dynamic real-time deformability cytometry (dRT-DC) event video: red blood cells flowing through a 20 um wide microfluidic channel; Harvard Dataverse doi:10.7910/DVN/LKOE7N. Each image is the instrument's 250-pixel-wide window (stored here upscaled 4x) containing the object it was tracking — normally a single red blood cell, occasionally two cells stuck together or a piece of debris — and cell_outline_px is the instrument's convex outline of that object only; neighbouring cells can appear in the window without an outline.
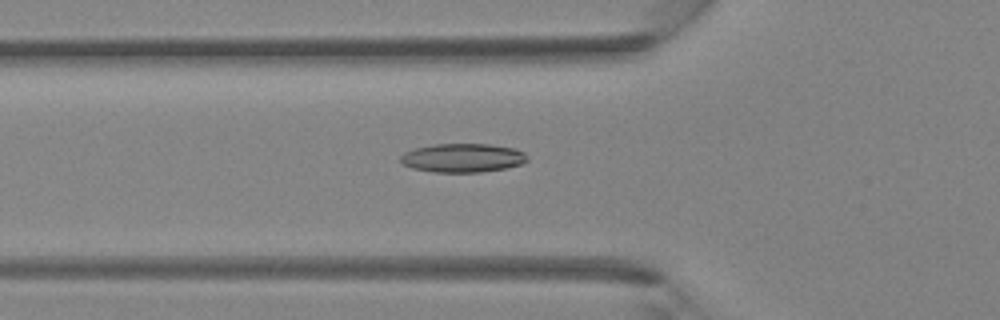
{"species": "Egyptian fruit bat (a non-hibernating species)", "species_latin": "Rousettus aegyptiacus", "temperature_condition": "room temperature", "stored_images_in_passage": 41, "camera_frame_rate_fps": 3000, "um_per_image_px": 0.085, "animal": {"sex": "female"}, "frame": {"image": 1, "passage_image": 15, "time_ms": 4.667, "image_size_px": [1000, 320], "cell_outline_px": [[528, 160], [520, 164], [504, 168], [480, 172], [436, 172], [412, 168], [404, 164], [400, 160], [400, 156], [404, 152], [416, 148], [436, 144], [488, 144], [516, 148], [524, 152], [528, 156]], "centroid_in_image_um": [39.35, 13.41], "position_along_channel_um": 86.5, "area_um2": 21.15}}
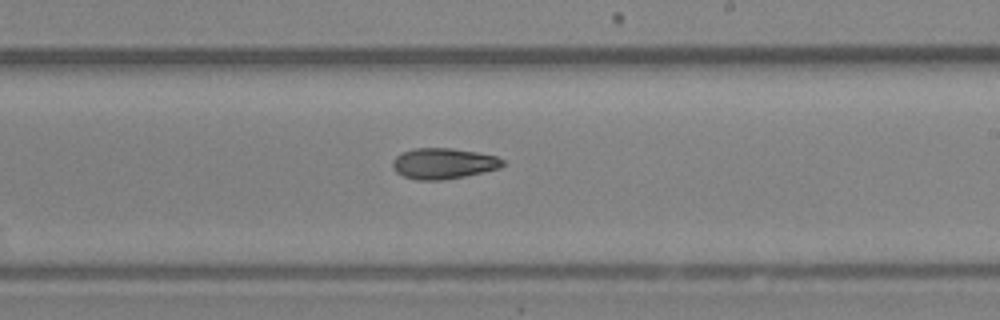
{"frame": {"image": 2, "passage_image": 25, "time_ms": 8.0, "image_size_px": [1000, 320], "cell_outline_px": [[504, 164], [500, 168], [484, 172], [444, 180], [416, 180], [404, 176], [396, 172], [392, 168], [392, 160], [400, 152], [412, 148], [452, 148], [476, 152], [496, 156], [504, 160]], "centroid_in_image_um": [37.66, 13.89], "position_along_channel_um": 251.3, "area_um2": 19.94}}
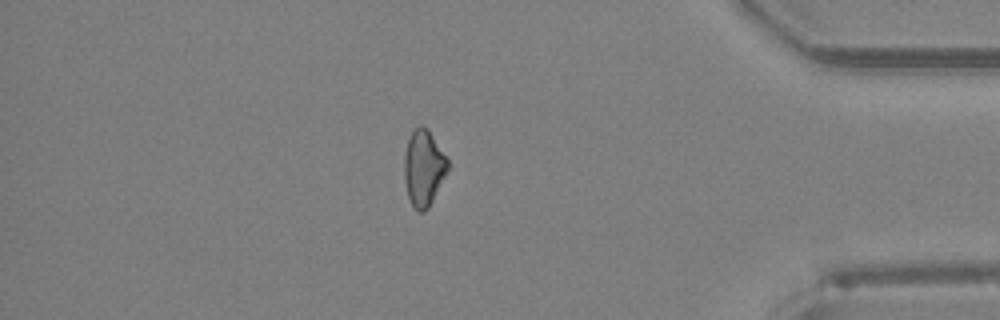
{"frame": {"image": 3, "passage_image": 36, "time_ms": 11.667, "image_size_px": [1000, 320], "cell_outline_px": [[448, 172], [428, 208], [424, 212], [420, 212], [412, 204], [408, 196], [404, 180], [404, 156], [408, 140], [412, 128], [420, 124], [428, 128], [448, 160]], "centroid_in_image_um": [36.0, 14.24], "position_along_channel_um": 399.2, "area_um2": 19.36}}